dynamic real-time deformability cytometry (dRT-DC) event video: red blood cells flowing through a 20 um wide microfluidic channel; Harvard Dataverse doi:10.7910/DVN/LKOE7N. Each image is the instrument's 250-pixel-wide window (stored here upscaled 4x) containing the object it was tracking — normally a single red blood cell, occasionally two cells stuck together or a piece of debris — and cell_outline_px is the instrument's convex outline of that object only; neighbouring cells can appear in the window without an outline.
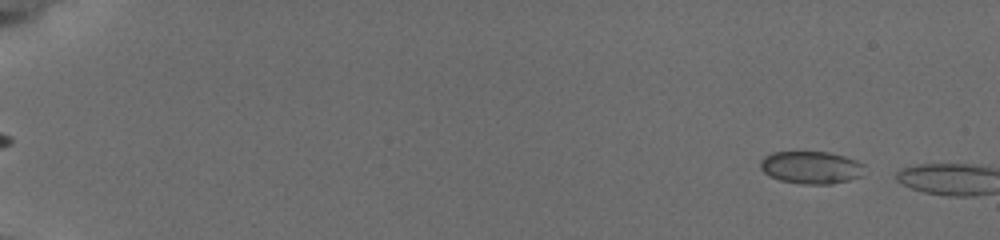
{"species": "common noctule bat (a hibernating species)", "species_latin": "Nyctalus noctula", "temperature_condition": "cold", "stored_images_in_passage": 19, "camera_frame_rate_fps": 3000, "um_per_image_px": 0.085, "animal": {"sex": "female", "body_mass_g": 19.5, "forearm_length_mm": 54.1}, "frame": {"image": 1, "passage_image": 6, "time_ms": 1.0, "image_size_px": [1000, 240], "cell_outline_px": [[864, 164], [860, 176], [848, 180], [832, 184], [804, 184], [780, 180], [768, 176], [760, 168], [760, 160], [764, 156], [772, 152], [828, 152], [844, 156], [856, 160]], "centroid_in_image_um": [68.9, 14.23], "position_along_channel_um": 16.1, "area_um2": 19.71}}